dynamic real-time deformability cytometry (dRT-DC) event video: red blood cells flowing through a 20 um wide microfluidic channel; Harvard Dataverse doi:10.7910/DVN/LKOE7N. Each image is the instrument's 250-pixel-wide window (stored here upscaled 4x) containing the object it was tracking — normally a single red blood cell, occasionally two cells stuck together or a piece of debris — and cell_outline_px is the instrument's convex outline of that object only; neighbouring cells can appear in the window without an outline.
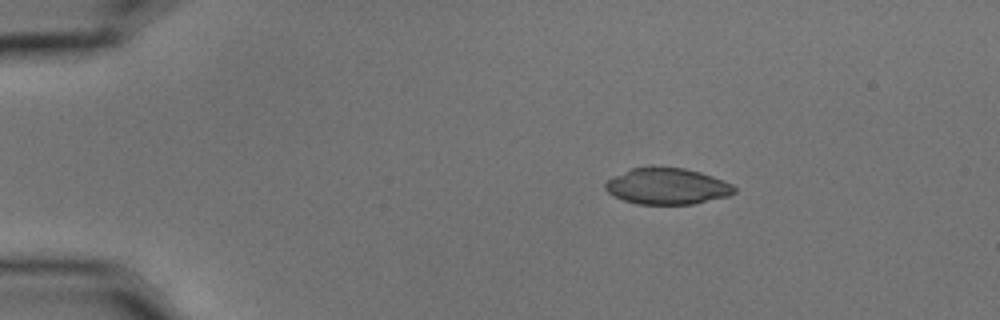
{"species": "common noctule bat (a hibernating species)", "species_latin": "Nyctalus noctula", "temperature_condition": "cold", "stored_images_in_passage": 47, "camera_frame_rate_fps": 3000, "um_per_image_px": 0.085, "animal": {"sex": "male", "body_mass_g": 15.6}, "frame": {"image": 1, "passage_image": 1, "time_ms": 0.0, "image_size_px": [1000, 320], "cell_outline_px": [[736, 192], [728, 196], [692, 204], [636, 204], [624, 200], [608, 192], [604, 188], [604, 184], [608, 180], [632, 168], [652, 164], [684, 168], [700, 172], [724, 180], [732, 184], [736, 188]], "centroid_in_image_um": [56.72, 15.8], "position_along_channel_um": 28.3, "area_um2": 27.57}}
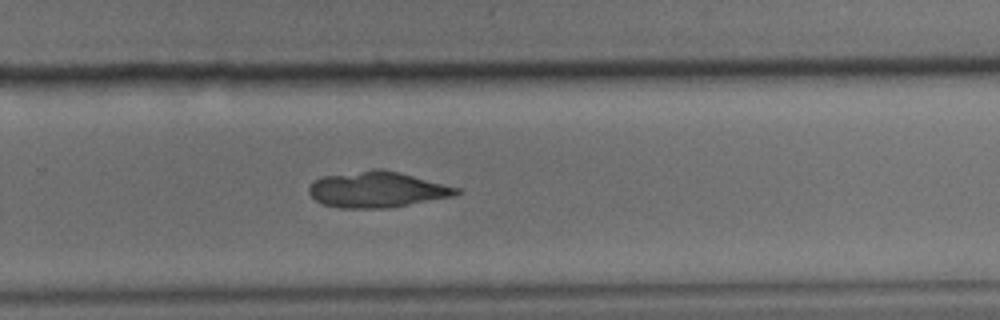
{"frame": {"image": 2, "passage_image": 29, "time_ms": 9.333, "image_size_px": [1000, 320], "cell_outline_px": [[460, 192], [452, 196], [388, 208], [340, 208], [324, 204], [316, 200], [308, 192], [308, 188], [316, 180], [324, 176], [372, 168], [380, 168], [460, 188]], "centroid_in_image_um": [32.02, 16.11], "position_along_channel_um": 297.8, "area_um2": 30.4}}
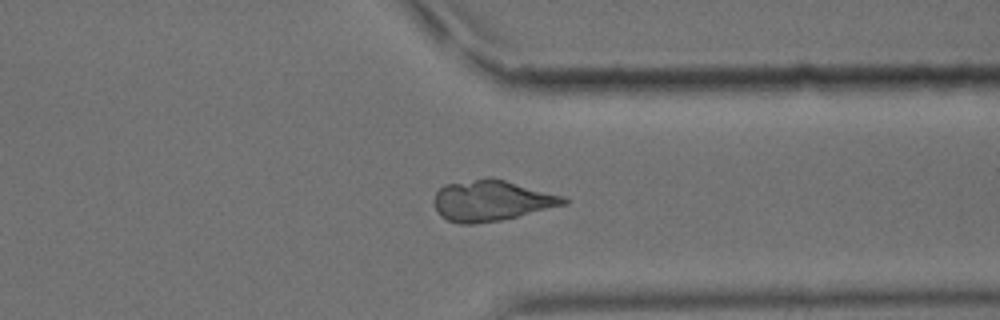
{"frame": {"image": 3, "passage_image": 35, "time_ms": 11.333, "image_size_px": [1000, 320], "cell_outline_px": [[568, 204], [500, 220], [472, 224], [460, 224], [448, 220], [440, 216], [432, 200], [436, 192], [444, 184], [488, 176], [492, 176], [564, 196], [568, 200]], "centroid_in_image_um": [41.76, 17.03], "position_along_channel_um": 369.6, "area_um2": 31.04}}